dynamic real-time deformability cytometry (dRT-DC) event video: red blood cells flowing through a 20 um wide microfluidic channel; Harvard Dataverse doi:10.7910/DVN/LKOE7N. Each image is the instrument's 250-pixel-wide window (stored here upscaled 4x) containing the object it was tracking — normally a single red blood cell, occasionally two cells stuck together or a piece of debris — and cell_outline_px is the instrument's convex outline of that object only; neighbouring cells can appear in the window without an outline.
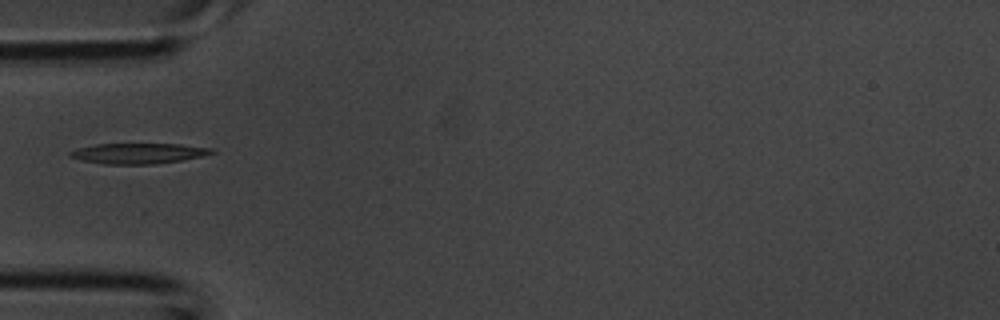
{"species": "common noctule bat (a hibernating species)", "species_latin": "Nyctalus noctula", "temperature_condition": "room temperature", "stored_images_in_passage": 1, "camera_frame_rate_fps": 3000, "um_per_image_px": 0.085, "animal": {"sex": "male", "body_mass_g": 20.1, "forearm_length_mm": 53.5}, "frame": {"image": 1, "passage_image": 1, "time_ms": 0.0, "image_size_px": [1000, 320], "cell_outline_px": [[216, 152], [204, 156], [180, 160], [152, 164], [104, 164], [80, 160], [68, 156], [68, 152], [76, 148], [96, 144], [180, 144], [212, 148]], "centroid_in_image_um": [11.73, 13.03], "position_along_channel_um": 73.3, "area_um2": 16.94}}